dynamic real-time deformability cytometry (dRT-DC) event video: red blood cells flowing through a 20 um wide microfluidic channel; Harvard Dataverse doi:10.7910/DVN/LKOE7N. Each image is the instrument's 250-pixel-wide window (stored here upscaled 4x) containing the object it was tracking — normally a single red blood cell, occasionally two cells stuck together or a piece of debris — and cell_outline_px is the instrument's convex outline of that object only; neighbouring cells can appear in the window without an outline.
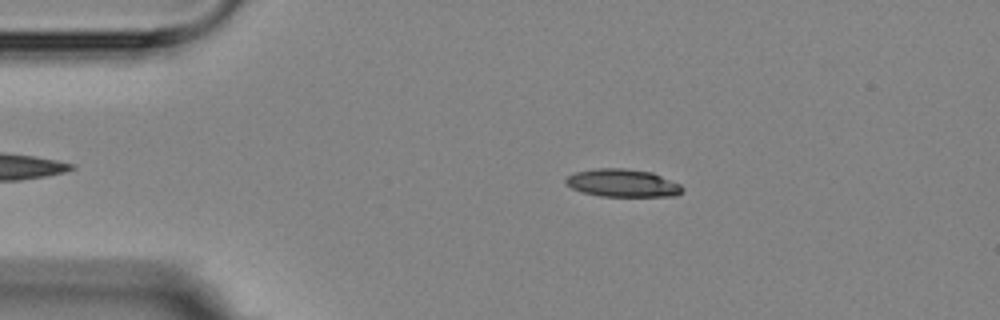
{"species": "Egyptian fruit bat (a non-hibernating species)", "species_latin": "Rousettus aegyptiacus", "temperature_condition": "room temperature", "stored_images_in_passage": 4, "camera_frame_rate_fps": 3000, "um_per_image_px": 0.085, "animal": {"sex": "female"}, "frame": {"image": 1, "passage_image": 2, "time_ms": 1.333, "image_size_px": [1000, 320], "cell_outline_px": [[684, 188], [676, 196], [600, 196], [580, 192], [564, 184], [564, 180], [568, 176], [576, 172], [596, 168], [624, 168], [652, 172], [680, 184]], "centroid_in_image_um": [52.88, 15.56], "position_along_channel_um": 32.1, "area_um2": 18.96}}
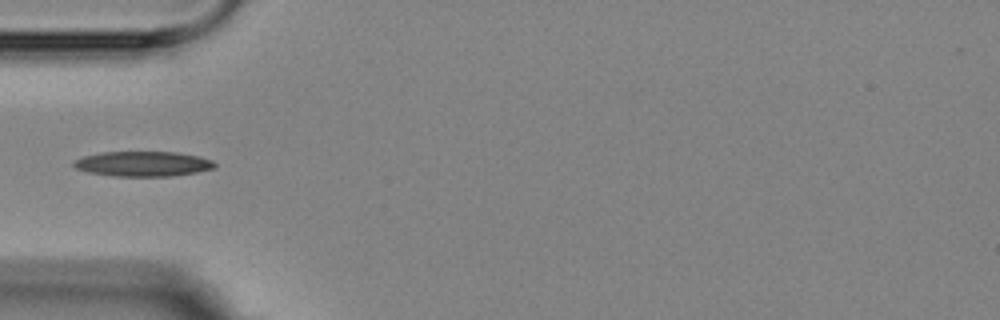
{"frame": {"image": 2, "passage_image": 4, "time_ms": 3.667, "image_size_px": [1000, 320], "cell_outline_px": [[216, 168], [196, 172], [172, 176], [112, 176], [88, 172], [76, 168], [72, 164], [76, 160], [84, 156], [104, 152], [176, 152], [196, 156], [212, 160], [216, 164]], "centroid_in_image_um": [12.16, 13.93], "position_along_channel_um": 72.8, "area_um2": 20.4}}